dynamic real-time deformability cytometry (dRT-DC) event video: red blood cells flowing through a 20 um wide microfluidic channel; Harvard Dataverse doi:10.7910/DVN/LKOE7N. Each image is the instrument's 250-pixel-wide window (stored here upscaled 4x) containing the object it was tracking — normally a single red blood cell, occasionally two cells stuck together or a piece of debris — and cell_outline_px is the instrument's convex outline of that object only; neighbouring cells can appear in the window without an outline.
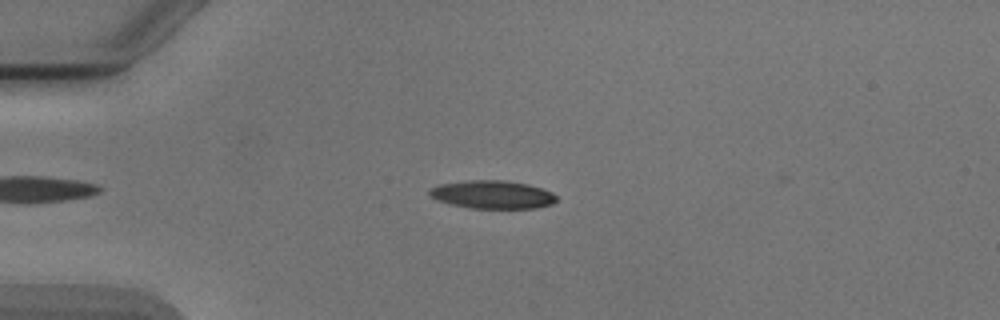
{"species": "Egyptian fruit bat (a non-hibernating species)", "species_latin": "Rousettus aegyptiacus", "temperature_condition": "cold", "stored_images_in_passage": 46, "camera_frame_rate_fps": 3000, "um_per_image_px": 0.085, "animal": {"sex": "male"}, "frame": {"image": 1, "passage_image": 11, "time_ms": 3.333, "image_size_px": [1000, 320], "cell_outline_px": [[556, 200], [552, 204], [536, 208], [468, 208], [436, 200], [428, 192], [432, 188], [440, 184], [468, 180], [504, 180], [528, 184], [552, 192], [556, 196]], "centroid_in_image_um": [41.87, 16.54], "position_along_channel_um": 43.1, "area_um2": 20.69}}
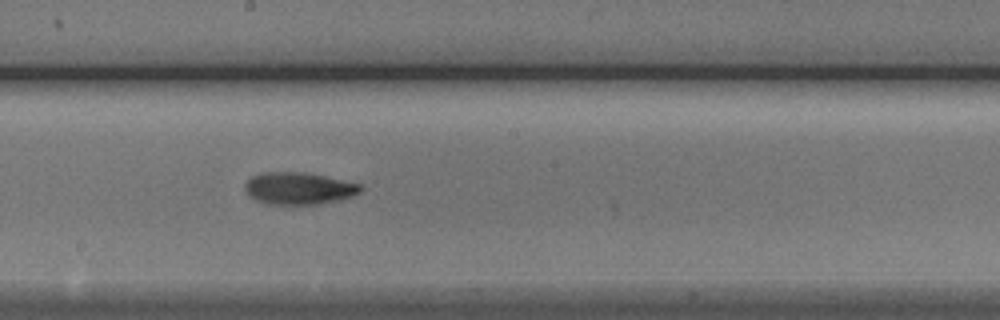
{"frame": {"image": 2, "passage_image": 27, "time_ms": 8.667, "image_size_px": [1000, 320], "cell_outline_px": [[364, 188], [360, 192], [352, 196], [340, 200], [316, 204], [268, 204], [256, 200], [248, 196], [244, 188], [244, 184], [252, 176], [264, 172], [300, 172], [324, 176], [344, 180], [360, 184]], "centroid_in_image_um": [25.38, 16.01], "position_along_channel_um": 222.8, "area_um2": 21.62}}
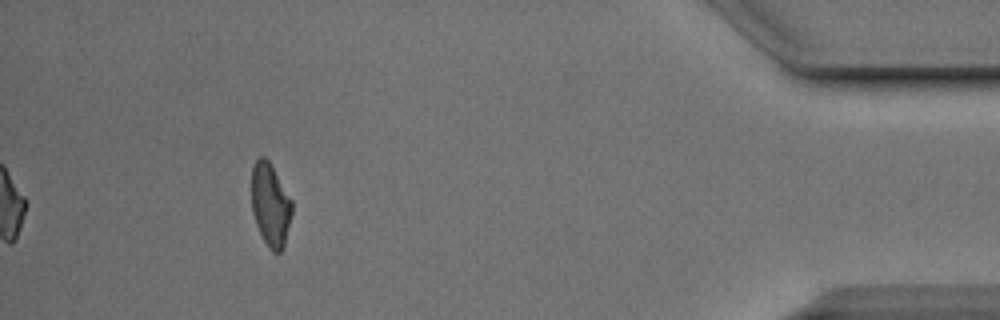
{"frame": {"image": 3, "passage_image": 46, "time_ms": 15.0, "image_size_px": [1000, 320], "cell_outline_px": [[292, 212], [284, 244], [280, 252], [272, 252], [268, 248], [256, 224], [252, 212], [252, 168], [256, 160], [260, 156], [264, 156], [268, 160], [292, 200]], "centroid_in_image_um": [22.98, 17.4], "position_along_channel_um": 412.2, "area_um2": 19.31}, "authors_computed_cell_mechanics": {"area_um2": 20.6924, "velocity_mm_per_s": 3.9005, "shape_relaxation_time_tau1_ms": 4.8555, "shape_relaxation_time_tau2_ms": 4.81, "deformation_change_tau1": 0.163, "deformation_change_tau2": 0.1266}}